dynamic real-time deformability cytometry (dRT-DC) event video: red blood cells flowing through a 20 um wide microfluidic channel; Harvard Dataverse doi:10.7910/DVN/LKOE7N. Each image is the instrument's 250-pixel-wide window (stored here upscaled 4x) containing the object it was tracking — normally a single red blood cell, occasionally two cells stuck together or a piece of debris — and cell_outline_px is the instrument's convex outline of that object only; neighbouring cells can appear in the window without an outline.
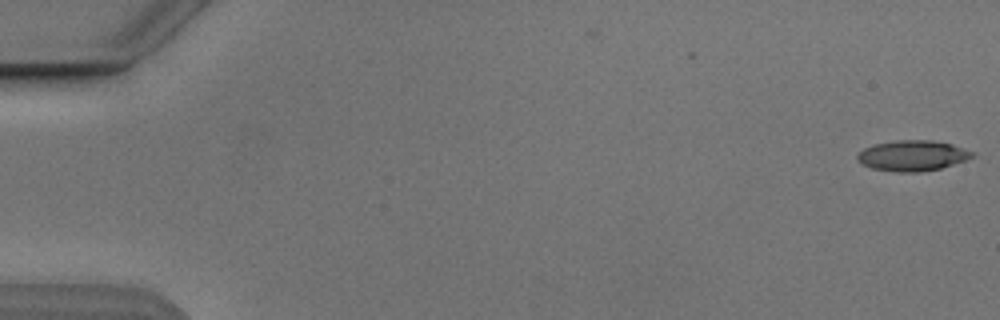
{"species": "Egyptian fruit bat (a non-hibernating species)", "species_latin": "Rousettus aegyptiacus", "temperature_condition": "cold", "stored_images_in_passage": 2, "camera_frame_rate_fps": 3000, "um_per_image_px": 0.085, "animal": {"sex": "male"}, "frame": {"image": 1, "passage_image": 2, "time_ms": 1.0, "image_size_px": [1000, 320], "cell_outline_px": [[972, 156], [964, 160], [940, 168], [920, 172], [896, 172], [872, 168], [864, 164], [856, 156], [864, 148], [876, 144], [896, 140], [928, 140], [952, 144], [972, 152]], "centroid_in_image_um": [77.53, 13.23], "position_along_channel_um": 7.5, "area_um2": 19.94}}